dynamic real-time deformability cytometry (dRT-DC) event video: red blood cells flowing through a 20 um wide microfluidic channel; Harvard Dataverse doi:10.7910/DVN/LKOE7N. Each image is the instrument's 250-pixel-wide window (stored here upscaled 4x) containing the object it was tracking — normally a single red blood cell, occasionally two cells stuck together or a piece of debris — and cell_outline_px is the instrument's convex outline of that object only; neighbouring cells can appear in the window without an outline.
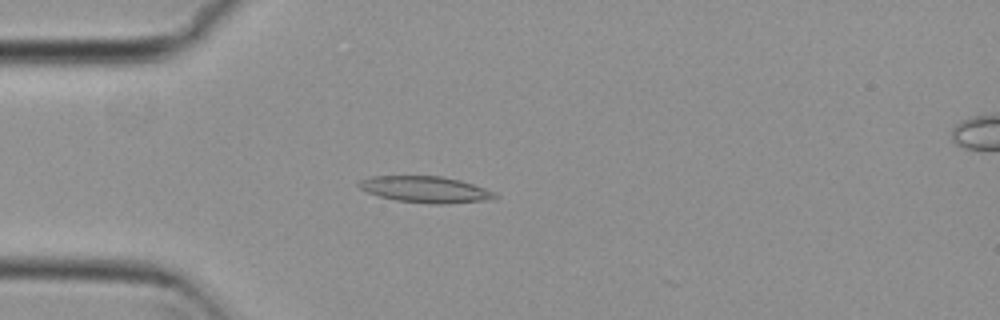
{"species": "common noctule bat (a hibernating species)", "species_latin": "Nyctalus noctula", "temperature_condition": "cold", "stored_images_in_passage": 48, "camera_frame_rate_fps": 3000, "um_per_image_px": 0.085, "animal": {"sex": "female", "body_mass_g": 29.2, "forearm_length_mm": 56.3}, "frame": {"image": 1, "passage_image": 14, "time_ms": 4.333, "image_size_px": [1000, 320], "cell_outline_px": [[500, 196], [480, 200], [444, 204], [432, 204], [396, 200], [380, 196], [368, 192], [360, 188], [356, 184], [360, 180], [372, 176], [440, 176], [460, 180], [496, 192]], "centroid_in_image_um": [36.13, 16.09], "position_along_channel_um": 48.9, "area_um2": 20.58}}
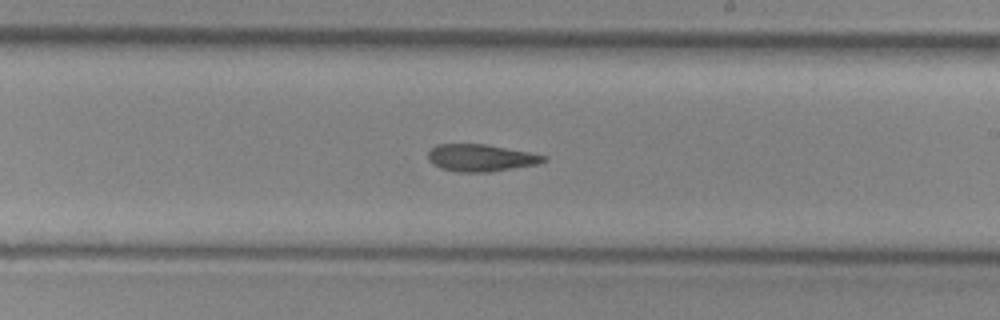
{"frame": {"image": 2, "passage_image": 31, "time_ms": 10.0, "image_size_px": [1000, 320], "cell_outline_px": [[548, 160], [536, 164], [488, 172], [456, 172], [440, 168], [432, 164], [428, 160], [428, 152], [436, 144], [484, 144], [528, 152], [548, 156]], "centroid_in_image_um": [40.83, 13.42], "position_along_channel_um": 248.2, "area_um2": 18.21}}
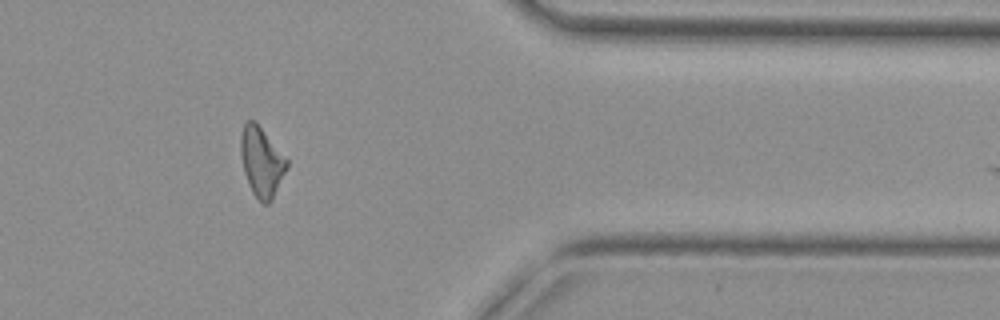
{"frame": {"image": 3, "passage_image": 44, "time_ms": 14.333, "image_size_px": [1000, 320], "cell_outline_px": [[288, 168], [272, 200], [268, 204], [264, 204], [252, 192], [244, 172], [240, 152], [240, 136], [244, 124], [248, 120], [252, 120], [260, 128], [288, 160]], "centroid_in_image_um": [22.23, 13.79], "position_along_channel_um": 389.2, "area_um2": 18.32}}